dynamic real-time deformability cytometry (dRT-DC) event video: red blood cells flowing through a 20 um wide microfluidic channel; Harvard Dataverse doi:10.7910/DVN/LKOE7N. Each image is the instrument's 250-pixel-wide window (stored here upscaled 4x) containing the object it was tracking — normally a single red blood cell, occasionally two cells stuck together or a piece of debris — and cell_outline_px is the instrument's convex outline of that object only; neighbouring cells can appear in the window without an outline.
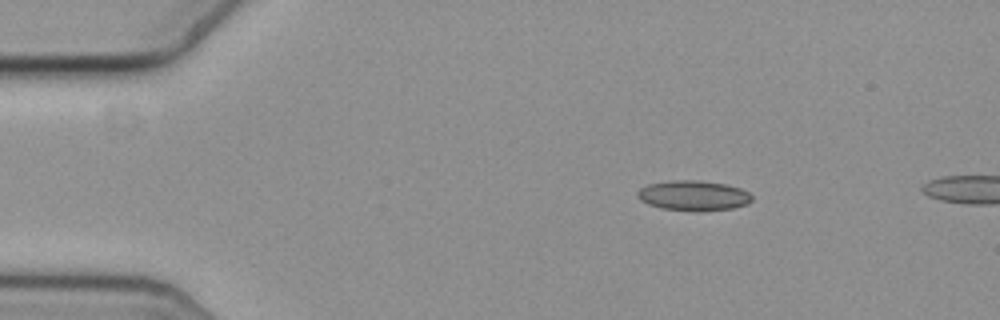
{"species": "common noctule bat (a hibernating species)", "species_latin": "Nyctalus noctula", "temperature_condition": "cold", "stored_images_in_passage": 45, "camera_frame_rate_fps": 3000, "um_per_image_px": 0.085, "animal": {"sex": "female", "body_mass_g": 19.3, "forearm_length_mm": 54.1}, "frame": {"image": 1, "passage_image": 1, "time_ms": 0.0, "image_size_px": [1000, 320], "cell_outline_px": [[752, 200], [748, 204], [732, 208], [700, 212], [696, 212], [660, 208], [648, 204], [640, 200], [636, 196], [636, 192], [640, 188], [648, 184], [676, 180], [696, 180], [724, 184], [740, 188], [748, 192], [752, 196]], "centroid_in_image_um": [58.92, 16.64], "position_along_channel_um": 26.1, "area_um2": 20.23}}
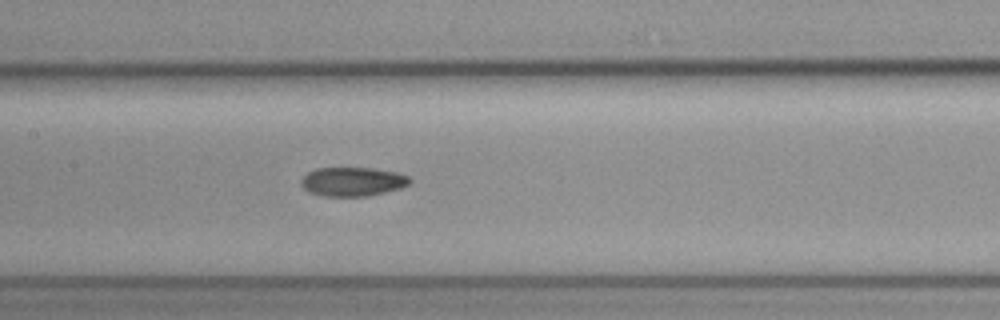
{"frame": {"image": 2, "passage_image": 19, "time_ms": 6.0, "image_size_px": [1000, 320], "cell_outline_px": [[412, 184], [400, 188], [368, 196], [320, 196], [308, 192], [300, 184], [300, 180], [308, 172], [316, 168], [372, 168], [400, 172], [408, 176], [412, 180]], "centroid_in_image_um": [29.99, 15.44], "position_along_channel_um": 177.4, "area_um2": 18.61}}
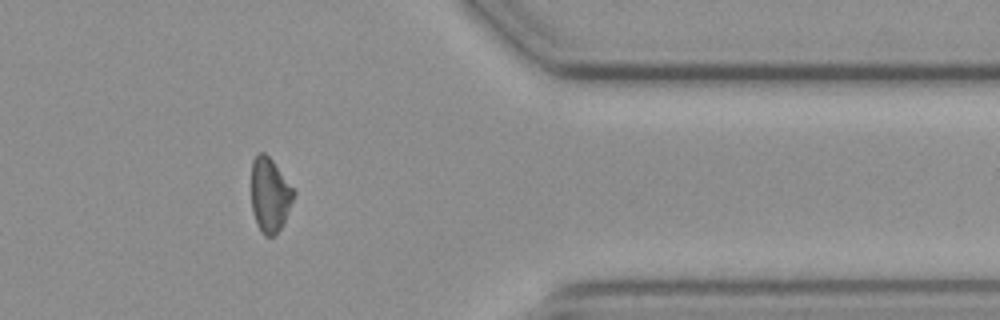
{"frame": {"image": 3, "passage_image": 38, "time_ms": 12.333, "image_size_px": [1000, 320], "cell_outline_px": [[296, 192], [284, 220], [276, 236], [264, 236], [260, 232], [256, 224], [252, 212], [252, 160], [256, 152], [264, 152], [272, 160]], "centroid_in_image_um": [22.91, 16.58], "position_along_channel_um": 388.5, "area_um2": 18.32}}